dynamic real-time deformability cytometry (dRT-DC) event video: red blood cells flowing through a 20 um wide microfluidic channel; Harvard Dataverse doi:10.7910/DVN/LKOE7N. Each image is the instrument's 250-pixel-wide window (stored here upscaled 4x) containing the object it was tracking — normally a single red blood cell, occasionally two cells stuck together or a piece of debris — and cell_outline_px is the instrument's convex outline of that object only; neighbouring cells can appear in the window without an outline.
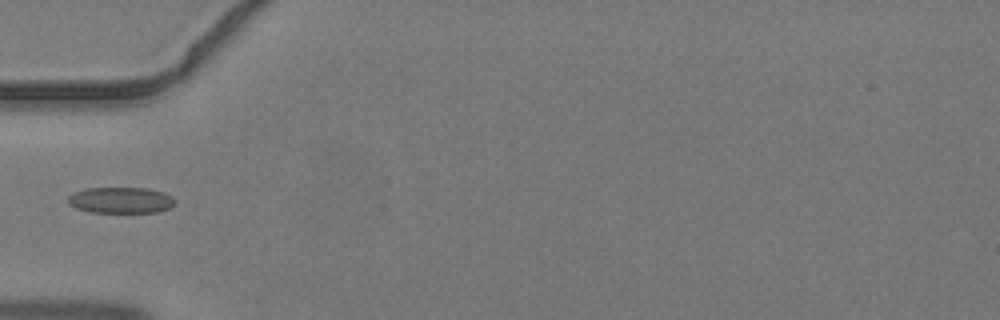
{"species": "common noctule bat (a hibernating species)", "species_latin": "Nyctalus noctula", "temperature_condition": "warm", "stored_images_in_passage": 3, "camera_frame_rate_fps": 3000, "um_per_image_px": 0.085, "animal": {"sex": "male", "body_mass_g": 19.2, "forearm_length_mm": 51.8}, "frame": {"image": 1, "passage_image": 3, "time_ms": 0.667, "image_size_px": [1000, 320], "cell_outline_px": [[176, 200], [168, 208], [156, 212], [88, 212], [76, 208], [68, 204], [68, 196], [72, 192], [84, 188], [148, 188], [164, 192], [172, 196]], "centroid_in_image_um": [10.22, 17.0], "position_along_channel_um": 74.8, "area_um2": 16.36}}